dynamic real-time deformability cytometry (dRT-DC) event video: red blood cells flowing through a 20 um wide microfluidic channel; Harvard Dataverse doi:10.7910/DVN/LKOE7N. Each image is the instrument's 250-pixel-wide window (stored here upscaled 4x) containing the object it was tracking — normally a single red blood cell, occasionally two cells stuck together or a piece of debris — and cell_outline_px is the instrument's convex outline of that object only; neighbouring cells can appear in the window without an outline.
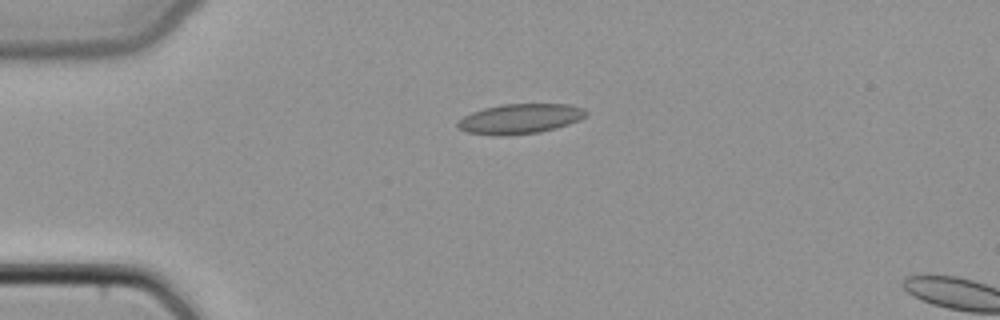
{"species": "common noctule bat (a hibernating species)", "species_latin": "Nyctalus noctula", "temperature_condition": "cold", "stored_images_in_passage": 4, "camera_frame_rate_fps": 3000, "um_per_image_px": 0.085, "animal": {"sex": "female", "body_mass_g": 22.7, "forearm_length_mm": 54.2}, "frame": {"image": 1, "passage_image": 1, "time_ms": 0.0, "image_size_px": [1000, 320], "cell_outline_px": [[588, 112], [580, 120], [556, 128], [540, 132], [508, 136], [492, 136], [468, 132], [460, 128], [456, 124], [464, 116], [472, 112], [484, 108], [500, 104], [568, 104], [584, 108]], "centroid_in_image_um": [44.21, 10.1], "position_along_channel_um": 40.8, "area_um2": 22.48}}